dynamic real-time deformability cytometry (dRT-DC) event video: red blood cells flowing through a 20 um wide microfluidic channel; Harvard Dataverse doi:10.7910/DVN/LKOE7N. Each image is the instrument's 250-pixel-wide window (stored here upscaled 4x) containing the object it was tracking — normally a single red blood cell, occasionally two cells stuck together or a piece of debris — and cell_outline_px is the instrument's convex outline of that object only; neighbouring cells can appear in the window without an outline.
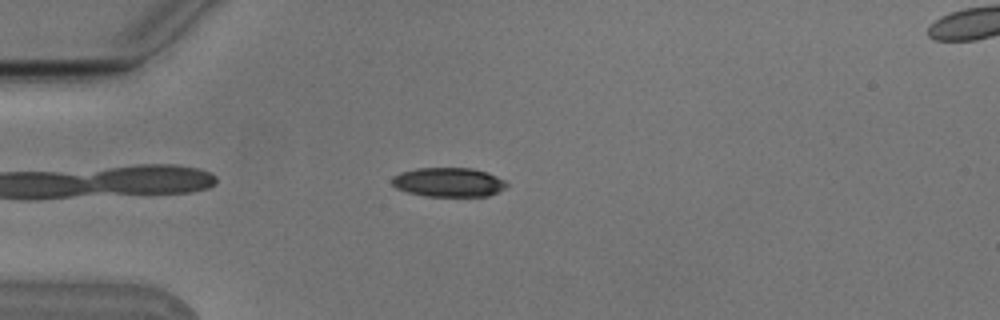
{"species": "Egyptian fruit bat (a non-hibernating species)", "species_latin": "Rousettus aegyptiacus", "temperature_condition": "cold", "stored_images_in_passage": 4, "camera_frame_rate_fps": 3000, "um_per_image_px": 0.085, "animal": {"sex": "male"}, "frame": {"image": 1, "passage_image": 2, "time_ms": 0.333, "image_size_px": [1000, 320], "cell_outline_px": [[508, 184], [504, 188], [488, 196], [424, 196], [408, 192], [396, 188], [392, 184], [392, 176], [400, 172], [416, 168], [472, 168], [488, 172], [504, 180]], "centroid_in_image_um": [38.1, 15.48], "position_along_channel_um": 46.9, "area_um2": 19.54}}